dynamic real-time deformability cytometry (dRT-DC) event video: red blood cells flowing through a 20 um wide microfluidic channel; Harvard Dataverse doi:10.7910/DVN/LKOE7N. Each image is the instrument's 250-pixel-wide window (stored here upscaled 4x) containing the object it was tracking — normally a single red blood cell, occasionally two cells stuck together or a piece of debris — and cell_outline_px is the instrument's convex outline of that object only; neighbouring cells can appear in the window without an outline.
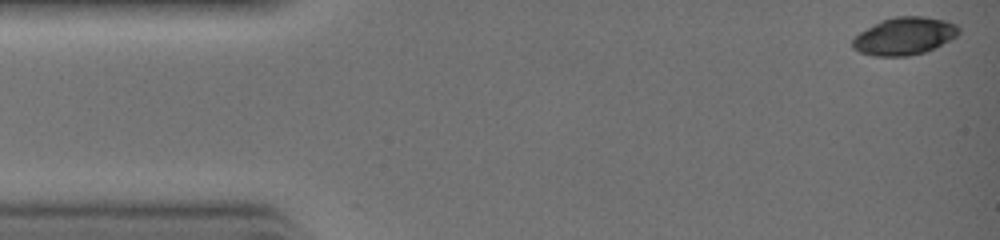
{"species": "common noctule bat (a hibernating species)", "species_latin": "Nyctalus noctula", "temperature_condition": "warm", "stored_images_in_passage": 11, "camera_frame_rate_fps": 3000, "um_per_image_px": 0.085, "animal": {"sex": "female", "body_mass_g": 19.0, "forearm_length_mm": 51.5}, "frame": {"image": 1, "passage_image": 1, "time_ms": 0.0, "image_size_px": [1000, 240], "cell_outline_px": [[960, 32], [956, 36], [924, 52], [908, 56], [872, 56], [860, 52], [852, 48], [852, 40], [860, 32], [880, 20], [896, 16], [924, 16], [944, 20], [956, 24], [960, 28]], "centroid_in_image_um": [76.84, 3.06], "position_along_channel_um": 8.2, "area_um2": 23.12}}
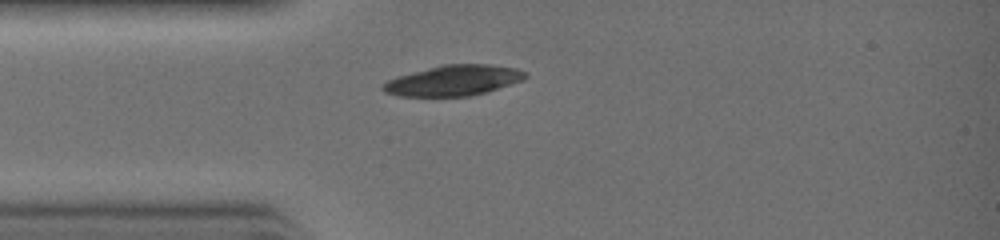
{"frame": {"image": 2, "passage_image": 8, "time_ms": 2.333, "image_size_px": [1000, 240], "cell_outline_px": [[528, 76], [524, 80], [484, 92], [468, 96], [396, 96], [384, 92], [380, 88], [380, 84], [396, 76], [444, 64], [492, 64], [516, 68], [528, 72]], "centroid_in_image_um": [38.53, 6.83], "position_along_channel_um": 46.5, "area_um2": 25.43}}